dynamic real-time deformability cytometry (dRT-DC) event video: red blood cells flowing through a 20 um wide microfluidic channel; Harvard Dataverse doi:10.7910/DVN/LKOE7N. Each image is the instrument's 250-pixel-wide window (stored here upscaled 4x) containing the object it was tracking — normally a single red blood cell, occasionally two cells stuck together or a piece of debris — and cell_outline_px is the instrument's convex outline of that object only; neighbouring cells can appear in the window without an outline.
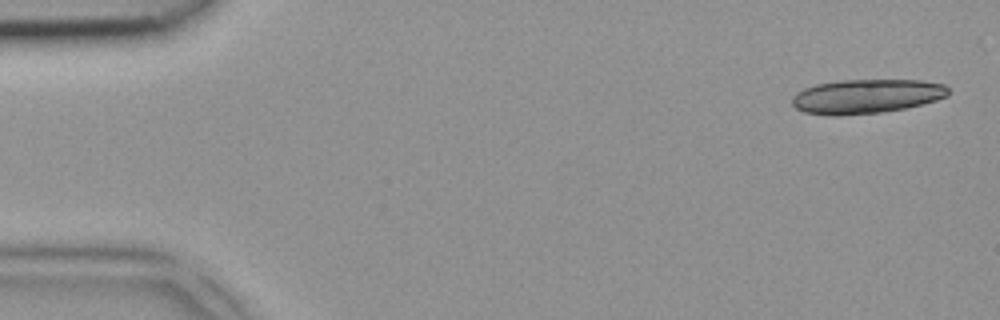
{"species": "common noctule bat (a hibernating species)", "species_latin": "Nyctalus noctula", "temperature_condition": "room temperature", "stored_images_in_passage": 5, "camera_frame_rate_fps": 3000, "um_per_image_px": 0.085, "animal": {"sex": "female", "body_mass_g": 18.4}, "frame": {"image": 1, "passage_image": 1, "time_ms": 0.0, "image_size_px": [1000, 320], "cell_outline_px": [[948, 96], [936, 100], [904, 108], [884, 112], [836, 116], [832, 116], [804, 112], [796, 108], [792, 104], [792, 96], [796, 92], [804, 88], [816, 84], [844, 80], [920, 80], [944, 84], [948, 88]], "centroid_in_image_um": [73.62, 8.19], "position_along_channel_um": 11.4, "area_um2": 31.21}}